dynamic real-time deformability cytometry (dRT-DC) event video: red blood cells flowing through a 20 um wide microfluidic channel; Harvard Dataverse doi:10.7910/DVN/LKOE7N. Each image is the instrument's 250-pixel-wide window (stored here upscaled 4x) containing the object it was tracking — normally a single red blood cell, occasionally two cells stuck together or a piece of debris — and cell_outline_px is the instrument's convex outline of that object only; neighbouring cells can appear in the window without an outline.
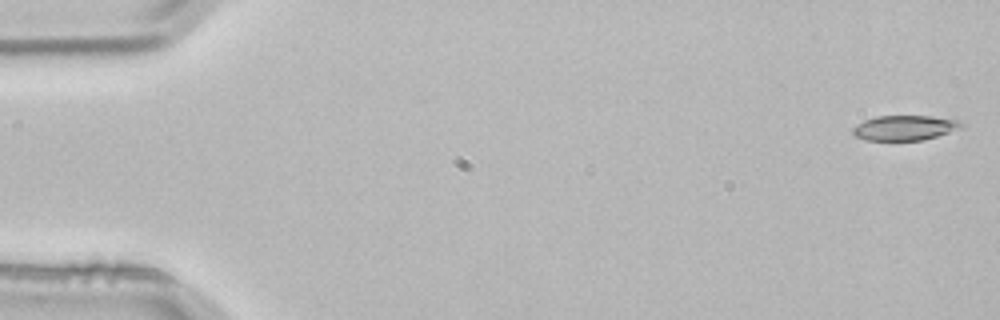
{"species": "common noctule bat (a hibernating species)", "species_latin": "Nyctalus noctula", "temperature_condition": "room temperature", "stored_images_in_passage": 16, "camera_frame_rate_fps": 3000, "um_per_image_px": 0.085, "animal": {"sex": "male", "body_mass_g": 21.5, "forearm_length_mm": 52.0}, "frame": {"image": 1, "passage_image": 1, "time_ms": 0.0, "image_size_px": [1000, 320], "cell_outline_px": [[964, 124], [948, 132], [924, 140], [864, 140], [856, 136], [852, 132], [852, 128], [864, 120], [876, 116], [932, 116], [960, 120]], "centroid_in_image_um": [76.86, 10.86], "position_along_channel_um": 8.1, "area_um2": 15.61}}
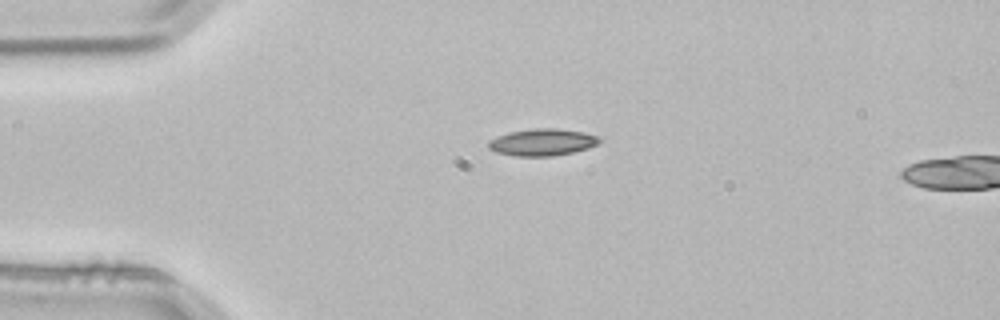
{"frame": {"image": 2, "passage_image": 12, "time_ms": 3.667, "image_size_px": [1000, 320], "cell_outline_px": [[604, 140], [588, 148], [572, 152], [552, 156], [516, 156], [496, 152], [488, 148], [488, 140], [508, 132], [536, 128], [556, 128], [580, 132], [596, 136]], "centroid_in_image_um": [46.07, 12.09], "position_along_channel_um": 38.9, "area_um2": 17.28}}